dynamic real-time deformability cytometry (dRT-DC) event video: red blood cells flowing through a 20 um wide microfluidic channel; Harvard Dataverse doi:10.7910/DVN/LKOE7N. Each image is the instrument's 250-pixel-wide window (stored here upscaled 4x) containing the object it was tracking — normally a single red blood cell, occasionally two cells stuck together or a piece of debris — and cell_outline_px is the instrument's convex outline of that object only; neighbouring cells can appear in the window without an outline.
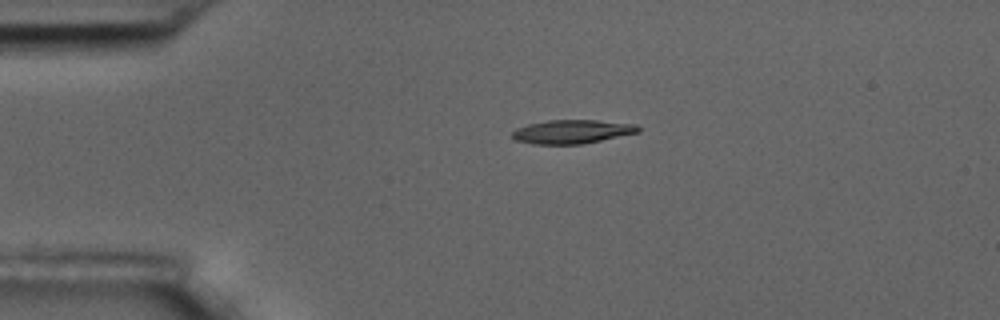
{"species": "common noctule bat (a hibernating species)", "species_latin": "Nyctalus noctula", "temperature_condition": "room temperature", "stored_images_in_passage": 44, "camera_frame_rate_fps": 3000, "um_per_image_px": 0.085, "animal": {"sex": "male", "body_mass_g": 17.5, "forearm_length_mm": 52.3}, "frame": {"image": 1, "passage_image": 1, "time_ms": 0.0, "image_size_px": [1000, 320], "cell_outline_px": [[640, 132], [580, 144], [532, 144], [516, 140], [512, 136], [512, 132], [516, 128], [528, 124], [548, 120], [596, 120], [636, 124], [640, 128]], "centroid_in_image_um": [48.61, 11.18], "position_along_channel_um": 36.4, "area_um2": 17.34}}
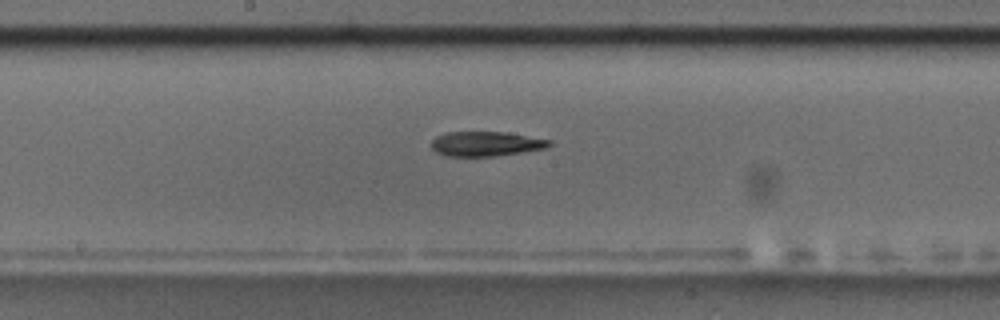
{"frame": {"image": 2, "passage_image": 18, "time_ms": 5.667, "image_size_px": [1000, 320], "cell_outline_px": [[552, 144], [548, 148], [492, 156], [444, 156], [436, 152], [432, 148], [432, 140], [436, 136], [448, 132], [508, 132], [552, 140]], "centroid_in_image_um": [41.32, 12.22], "position_along_channel_um": 206.9, "area_um2": 16.99}}
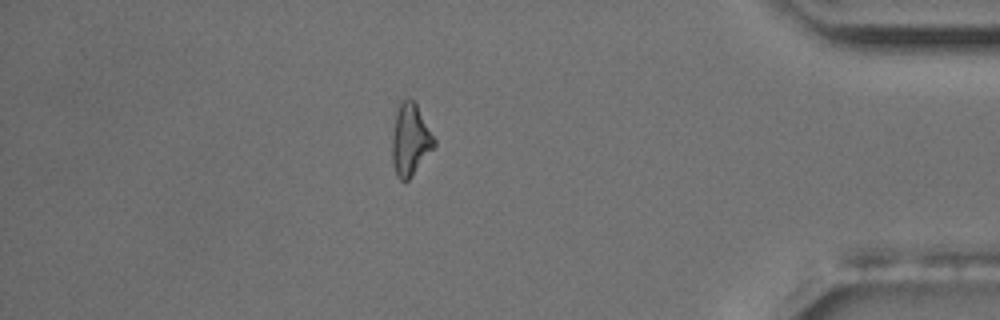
{"frame": {"image": 3, "passage_image": 37, "time_ms": 12.0, "image_size_px": [1000, 320], "cell_outline_px": [[436, 144], [412, 176], [408, 180], [400, 180], [396, 176], [392, 164], [392, 136], [396, 112], [400, 104], [404, 100], [416, 100], [436, 140]], "centroid_in_image_um": [34.88, 11.88], "position_along_channel_um": 400.3, "area_um2": 17.69}}